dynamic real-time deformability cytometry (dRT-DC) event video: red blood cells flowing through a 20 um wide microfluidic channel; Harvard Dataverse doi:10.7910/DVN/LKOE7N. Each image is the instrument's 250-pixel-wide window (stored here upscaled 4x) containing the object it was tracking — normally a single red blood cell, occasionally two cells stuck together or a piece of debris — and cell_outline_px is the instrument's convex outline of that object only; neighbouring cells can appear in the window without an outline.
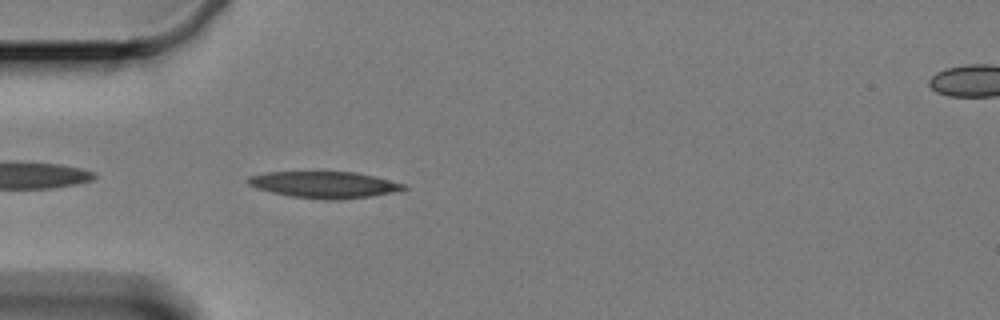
{"species": "Egyptian fruit bat (a non-hibernating species)", "species_latin": "Rousettus aegyptiacus", "temperature_condition": "cold", "stored_images_in_passage": 17, "camera_frame_rate_fps": 3000, "um_per_image_px": 0.085, "animal": {"sex": "female"}, "frame": {"image": 1, "passage_image": 2, "time_ms": 0.333, "image_size_px": [1000, 320], "cell_outline_px": [[408, 188], [368, 196], [340, 200], [324, 200], [292, 196], [272, 192], [248, 184], [248, 176], [268, 172], [356, 172], [376, 176], [404, 184]], "centroid_in_image_um": [27.56, 15.69], "position_along_channel_um": 57.4, "area_um2": 23.64}}
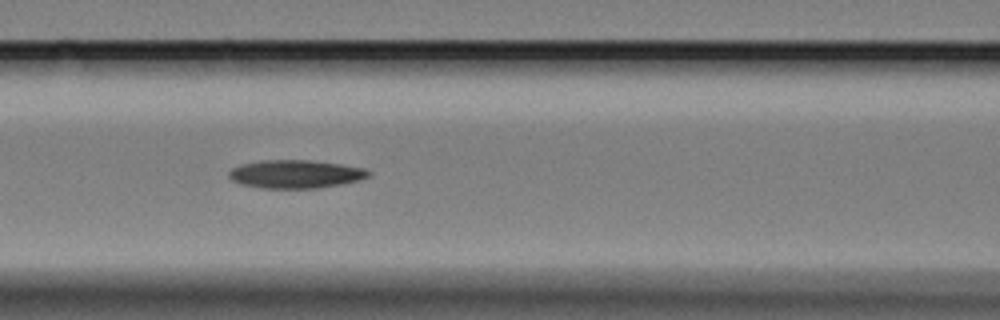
{"frame": {"image": 2, "passage_image": 10, "time_ms": 3.0, "image_size_px": [1000, 320], "cell_outline_px": [[372, 176], [360, 180], [320, 188], [260, 188], [240, 184], [232, 180], [228, 176], [228, 172], [232, 168], [240, 164], [264, 160], [308, 160], [364, 168], [372, 172]], "centroid_in_image_um": [25.11, 14.8], "position_along_channel_um": 141.5, "area_um2": 23.0}}
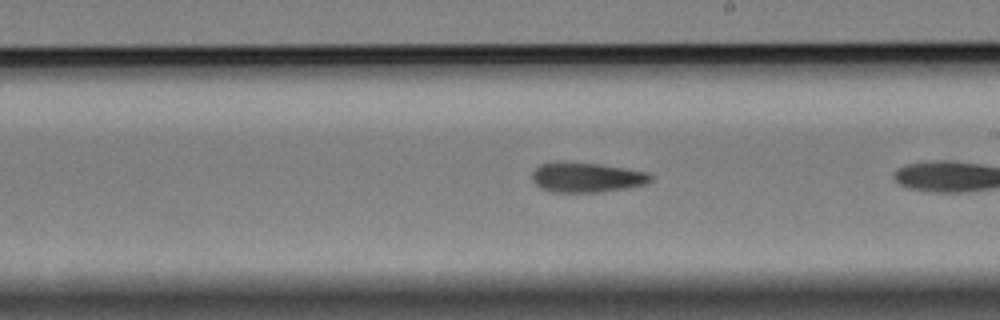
{"frame": {"image": 3, "passage_image": 16, "time_ms": 5.0, "image_size_px": [1000, 320], "cell_outline_px": [[652, 180], [648, 184], [628, 188], [600, 192], [552, 192], [540, 188], [532, 180], [532, 172], [540, 164], [600, 164], [648, 172], [652, 176]], "centroid_in_image_um": [49.93, 15.12], "position_along_channel_um": 239.1, "area_um2": 20.17}}